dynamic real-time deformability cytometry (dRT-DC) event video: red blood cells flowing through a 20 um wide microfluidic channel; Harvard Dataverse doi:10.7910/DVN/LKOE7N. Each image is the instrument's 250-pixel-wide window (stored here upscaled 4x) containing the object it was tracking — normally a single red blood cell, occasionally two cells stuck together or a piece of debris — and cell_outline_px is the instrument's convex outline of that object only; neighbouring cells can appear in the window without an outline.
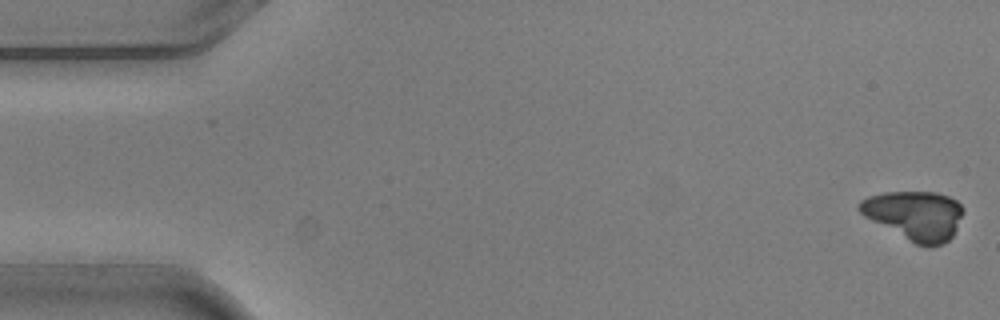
{"species": "common noctule bat (a hibernating species)", "species_latin": "Nyctalus noctula", "temperature_condition": "warm", "stored_images_in_passage": 5, "camera_frame_rate_fps": 3000, "um_per_image_px": 0.085, "animal": {"sex": "male", "body_mass_g": 20.5, "forearm_length_mm": 52.5}, "frame": {"image": 1, "passage_image": 1, "time_ms": 0.0, "image_size_px": [1000, 320], "cell_outline_px": [[964, 212], [952, 236], [948, 240], [940, 244], [916, 244], [864, 216], [856, 208], [856, 204], [860, 200], [868, 196], [884, 192], [936, 192], [948, 196], [956, 200], [964, 208]], "centroid_in_image_um": [77.73, 18.26], "position_along_channel_um": 7.3, "area_um2": 29.36}}